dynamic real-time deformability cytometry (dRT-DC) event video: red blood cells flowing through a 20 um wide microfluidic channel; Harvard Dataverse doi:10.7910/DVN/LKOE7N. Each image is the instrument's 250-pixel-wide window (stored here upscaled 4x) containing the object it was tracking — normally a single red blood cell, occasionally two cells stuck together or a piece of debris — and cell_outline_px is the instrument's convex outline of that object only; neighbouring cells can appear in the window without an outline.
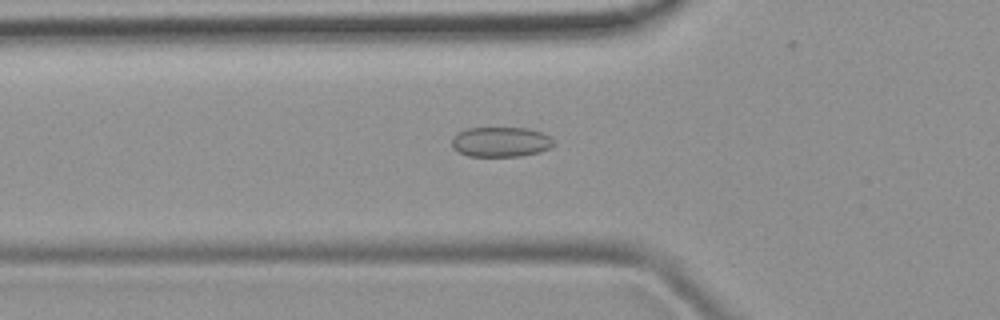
{"species": "common noctule bat (a hibernating species)", "species_latin": "Nyctalus noctula", "temperature_condition": "room temperature", "stored_images_in_passage": 38, "camera_frame_rate_fps": 3000, "um_per_image_px": 0.085, "animal": {"sex": "female", "body_mass_g": 19.9}, "frame": {"image": 1, "passage_image": 9, "time_ms": 2.667, "image_size_px": [1000, 320], "cell_outline_px": [[556, 144], [540, 152], [520, 156], [468, 156], [452, 148], [452, 136], [456, 132], [468, 128], [528, 128], [552, 136]], "centroid_in_image_um": [42.57, 12.05], "position_along_channel_um": 83.2, "area_um2": 17.98}}
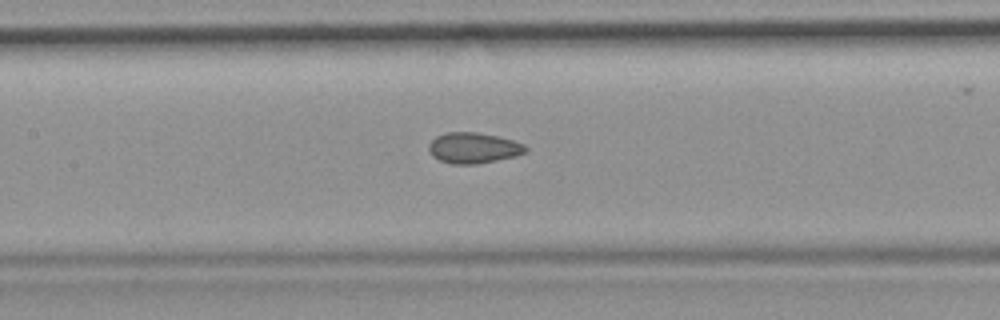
{"frame": {"image": 2, "passage_image": 15, "time_ms": 4.667, "image_size_px": [1000, 320], "cell_outline_px": [[528, 148], [524, 152], [516, 156], [476, 164], [452, 164], [440, 160], [432, 156], [428, 148], [428, 144], [436, 136], [444, 132], [476, 132], [496, 136], [512, 140], [524, 144]], "centroid_in_image_um": [40.21, 12.57], "position_along_channel_um": 167.2, "area_um2": 17.28}}
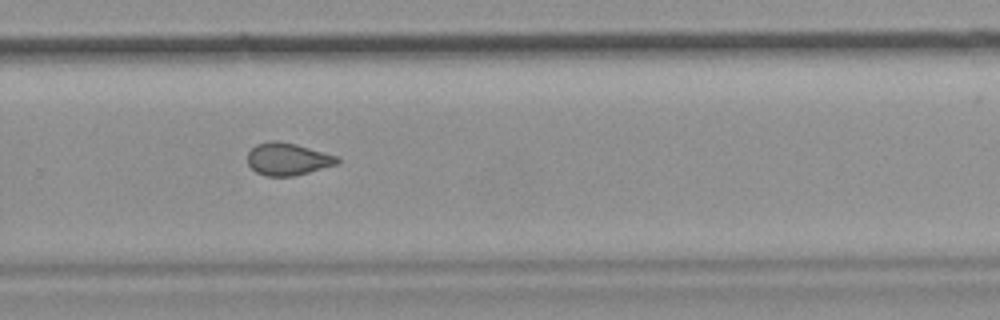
{"frame": {"image": 3, "passage_image": 25, "time_ms": 8.0, "image_size_px": [1000, 320], "cell_outline_px": [[340, 160], [336, 164], [308, 172], [292, 176], [268, 176], [256, 172], [248, 164], [248, 152], [256, 144], [268, 140], [276, 140], [296, 144], [336, 156]], "centroid_in_image_um": [24.41, 13.51], "position_along_channel_um": 305.4, "area_um2": 16.7}}